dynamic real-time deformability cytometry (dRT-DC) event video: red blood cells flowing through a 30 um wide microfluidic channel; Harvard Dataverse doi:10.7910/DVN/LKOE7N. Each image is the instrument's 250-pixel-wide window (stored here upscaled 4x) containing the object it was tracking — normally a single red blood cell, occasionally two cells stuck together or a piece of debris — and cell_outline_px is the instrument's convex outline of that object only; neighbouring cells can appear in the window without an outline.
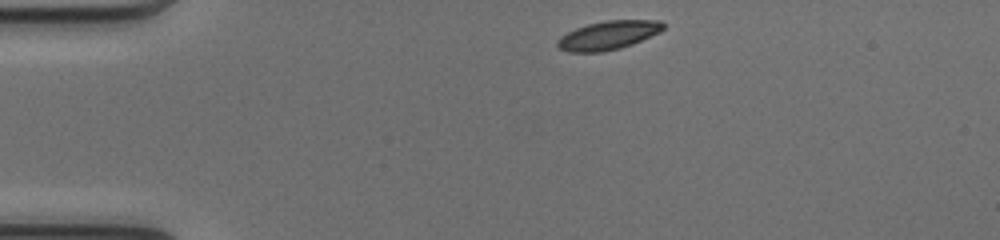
{"species": "common noctule bat (a hibernating species)", "species_latin": "Nyctalus noctula", "temperature_condition": "cold", "stored_images_in_passage": 41, "camera_frame_rate_fps": 3000, "um_per_image_px": 0.085, "animal": {"sex": "female", "body_mass_g": 17.0, "forearm_length_mm": 48.0}, "frame": {"image": 1, "passage_image": 1, "time_ms": 0.0, "image_size_px": [1000, 240], "cell_outline_px": [[664, 28], [660, 32], [632, 44], [620, 48], [600, 52], [568, 52], [560, 48], [556, 44], [556, 40], [560, 36], [576, 28], [588, 24], [604, 20], [660, 20], [664, 24]], "centroid_in_image_um": [51.69, 2.99], "position_along_channel_um": 33.3, "area_um2": 17.69}}
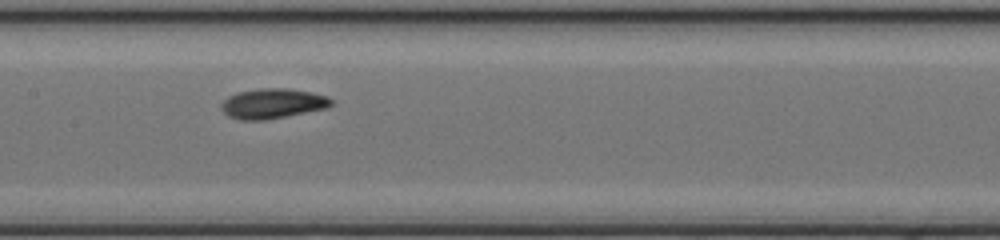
{"frame": {"image": 2, "passage_image": 16, "time_ms": 5.0, "image_size_px": [1000, 240], "cell_outline_px": [[332, 104], [328, 108], [264, 120], [240, 120], [228, 116], [220, 108], [220, 104], [228, 96], [236, 92], [260, 88], [288, 88], [312, 92], [328, 96], [332, 100]], "centroid_in_image_um": [23.16, 8.79], "position_along_channel_um": 184.2, "area_um2": 19.36}}
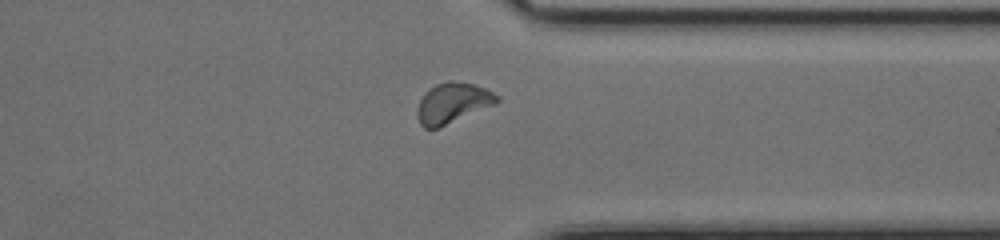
{"frame": {"image": 3, "passage_image": 30, "time_ms": 9.667, "image_size_px": [1000, 240], "cell_outline_px": [[500, 100], [496, 104], [436, 128], [424, 128], [420, 124], [416, 116], [416, 112], [420, 100], [424, 92], [428, 88], [436, 84], [448, 80], [452, 80], [472, 84], [484, 88], [500, 96]], "centroid_in_image_um": [38.45, 8.73], "position_along_channel_um": 372.9, "area_um2": 18.67}, "authors_computed_cell_mechanics": {"area_um2": 17.9758, "velocity_mm_per_s": 4.0973, "shape_relaxation_time_tau1_ms": 2.7619, "shape_relaxation_time_tau2_ms": 4.0255, "deformation_change_tau1": 0.1146, "deformation_change_tau2": 0.0824}}